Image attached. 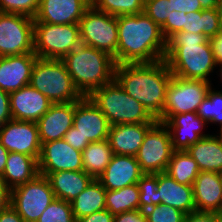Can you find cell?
<instances>
[{
  "instance_id": "1",
  "label": "cell",
  "mask_w": 222,
  "mask_h": 222,
  "mask_svg": "<svg viewBox=\"0 0 222 222\" xmlns=\"http://www.w3.org/2000/svg\"><path fill=\"white\" fill-rule=\"evenodd\" d=\"M171 78L164 59L153 63L116 64L115 67L114 79L156 120L162 116Z\"/></svg>"
},
{
  "instance_id": "2",
  "label": "cell",
  "mask_w": 222,
  "mask_h": 222,
  "mask_svg": "<svg viewBox=\"0 0 222 222\" xmlns=\"http://www.w3.org/2000/svg\"><path fill=\"white\" fill-rule=\"evenodd\" d=\"M117 64L153 63L165 58L161 28L144 12L117 16Z\"/></svg>"
},
{
  "instance_id": "3",
  "label": "cell",
  "mask_w": 222,
  "mask_h": 222,
  "mask_svg": "<svg viewBox=\"0 0 222 222\" xmlns=\"http://www.w3.org/2000/svg\"><path fill=\"white\" fill-rule=\"evenodd\" d=\"M164 60L172 75L209 81L217 66L209 39L203 34L177 32L166 41Z\"/></svg>"
},
{
  "instance_id": "4",
  "label": "cell",
  "mask_w": 222,
  "mask_h": 222,
  "mask_svg": "<svg viewBox=\"0 0 222 222\" xmlns=\"http://www.w3.org/2000/svg\"><path fill=\"white\" fill-rule=\"evenodd\" d=\"M62 61L73 84L84 97L114 80L116 67L114 58L94 47L81 44L68 53Z\"/></svg>"
},
{
  "instance_id": "5",
  "label": "cell",
  "mask_w": 222,
  "mask_h": 222,
  "mask_svg": "<svg viewBox=\"0 0 222 222\" xmlns=\"http://www.w3.org/2000/svg\"><path fill=\"white\" fill-rule=\"evenodd\" d=\"M106 116L110 125L156 123L144 106L128 95L114 79L87 96Z\"/></svg>"
},
{
  "instance_id": "6",
  "label": "cell",
  "mask_w": 222,
  "mask_h": 222,
  "mask_svg": "<svg viewBox=\"0 0 222 222\" xmlns=\"http://www.w3.org/2000/svg\"><path fill=\"white\" fill-rule=\"evenodd\" d=\"M29 84L53 104L75 102L84 97L73 84L62 59L37 57Z\"/></svg>"
},
{
  "instance_id": "7",
  "label": "cell",
  "mask_w": 222,
  "mask_h": 222,
  "mask_svg": "<svg viewBox=\"0 0 222 222\" xmlns=\"http://www.w3.org/2000/svg\"><path fill=\"white\" fill-rule=\"evenodd\" d=\"M80 45L79 24L34 22V53L38 58L63 59Z\"/></svg>"
},
{
  "instance_id": "8",
  "label": "cell",
  "mask_w": 222,
  "mask_h": 222,
  "mask_svg": "<svg viewBox=\"0 0 222 222\" xmlns=\"http://www.w3.org/2000/svg\"><path fill=\"white\" fill-rule=\"evenodd\" d=\"M81 44L94 47L114 58L117 64V16L90 6L79 21Z\"/></svg>"
},
{
  "instance_id": "9",
  "label": "cell",
  "mask_w": 222,
  "mask_h": 222,
  "mask_svg": "<svg viewBox=\"0 0 222 222\" xmlns=\"http://www.w3.org/2000/svg\"><path fill=\"white\" fill-rule=\"evenodd\" d=\"M211 88L210 81L184 79L172 75L166 90V100L159 122L173 115L196 112Z\"/></svg>"
},
{
  "instance_id": "10",
  "label": "cell",
  "mask_w": 222,
  "mask_h": 222,
  "mask_svg": "<svg viewBox=\"0 0 222 222\" xmlns=\"http://www.w3.org/2000/svg\"><path fill=\"white\" fill-rule=\"evenodd\" d=\"M55 198L48 179L40 174L10 190V205L25 222H37Z\"/></svg>"
},
{
  "instance_id": "11",
  "label": "cell",
  "mask_w": 222,
  "mask_h": 222,
  "mask_svg": "<svg viewBox=\"0 0 222 222\" xmlns=\"http://www.w3.org/2000/svg\"><path fill=\"white\" fill-rule=\"evenodd\" d=\"M34 53V18L0 12V57Z\"/></svg>"
},
{
  "instance_id": "12",
  "label": "cell",
  "mask_w": 222,
  "mask_h": 222,
  "mask_svg": "<svg viewBox=\"0 0 222 222\" xmlns=\"http://www.w3.org/2000/svg\"><path fill=\"white\" fill-rule=\"evenodd\" d=\"M173 151L168 128L157 121L147 131L135 157L144 174H156L166 171Z\"/></svg>"
},
{
  "instance_id": "13",
  "label": "cell",
  "mask_w": 222,
  "mask_h": 222,
  "mask_svg": "<svg viewBox=\"0 0 222 222\" xmlns=\"http://www.w3.org/2000/svg\"><path fill=\"white\" fill-rule=\"evenodd\" d=\"M0 142L8 152L23 153L39 159L42 144L34 121H7L0 126Z\"/></svg>"
},
{
  "instance_id": "14",
  "label": "cell",
  "mask_w": 222,
  "mask_h": 222,
  "mask_svg": "<svg viewBox=\"0 0 222 222\" xmlns=\"http://www.w3.org/2000/svg\"><path fill=\"white\" fill-rule=\"evenodd\" d=\"M38 167L39 173L83 171L82 152L74 149L64 139L43 143Z\"/></svg>"
},
{
  "instance_id": "15",
  "label": "cell",
  "mask_w": 222,
  "mask_h": 222,
  "mask_svg": "<svg viewBox=\"0 0 222 222\" xmlns=\"http://www.w3.org/2000/svg\"><path fill=\"white\" fill-rule=\"evenodd\" d=\"M110 124L102 111L88 97L75 101L73 127L90 143L108 138Z\"/></svg>"
},
{
  "instance_id": "16",
  "label": "cell",
  "mask_w": 222,
  "mask_h": 222,
  "mask_svg": "<svg viewBox=\"0 0 222 222\" xmlns=\"http://www.w3.org/2000/svg\"><path fill=\"white\" fill-rule=\"evenodd\" d=\"M91 6L87 0H40L34 22L48 24H79Z\"/></svg>"
},
{
  "instance_id": "17",
  "label": "cell",
  "mask_w": 222,
  "mask_h": 222,
  "mask_svg": "<svg viewBox=\"0 0 222 222\" xmlns=\"http://www.w3.org/2000/svg\"><path fill=\"white\" fill-rule=\"evenodd\" d=\"M163 123L170 132L174 151H185L197 141L210 135L203 134L202 129L207 123L196 112L176 114Z\"/></svg>"
},
{
  "instance_id": "18",
  "label": "cell",
  "mask_w": 222,
  "mask_h": 222,
  "mask_svg": "<svg viewBox=\"0 0 222 222\" xmlns=\"http://www.w3.org/2000/svg\"><path fill=\"white\" fill-rule=\"evenodd\" d=\"M13 120L37 122L53 104L30 84L9 94Z\"/></svg>"
},
{
  "instance_id": "19",
  "label": "cell",
  "mask_w": 222,
  "mask_h": 222,
  "mask_svg": "<svg viewBox=\"0 0 222 222\" xmlns=\"http://www.w3.org/2000/svg\"><path fill=\"white\" fill-rule=\"evenodd\" d=\"M36 58L35 53L0 57V89L10 94L28 85Z\"/></svg>"
},
{
  "instance_id": "20",
  "label": "cell",
  "mask_w": 222,
  "mask_h": 222,
  "mask_svg": "<svg viewBox=\"0 0 222 222\" xmlns=\"http://www.w3.org/2000/svg\"><path fill=\"white\" fill-rule=\"evenodd\" d=\"M75 102L52 104L36 122L41 144L63 139L73 126Z\"/></svg>"
},
{
  "instance_id": "21",
  "label": "cell",
  "mask_w": 222,
  "mask_h": 222,
  "mask_svg": "<svg viewBox=\"0 0 222 222\" xmlns=\"http://www.w3.org/2000/svg\"><path fill=\"white\" fill-rule=\"evenodd\" d=\"M143 175L135 156L114 154L98 180L105 190H117L137 184Z\"/></svg>"
},
{
  "instance_id": "22",
  "label": "cell",
  "mask_w": 222,
  "mask_h": 222,
  "mask_svg": "<svg viewBox=\"0 0 222 222\" xmlns=\"http://www.w3.org/2000/svg\"><path fill=\"white\" fill-rule=\"evenodd\" d=\"M192 187L196 211L222 213V182L219 173L200 171Z\"/></svg>"
},
{
  "instance_id": "23",
  "label": "cell",
  "mask_w": 222,
  "mask_h": 222,
  "mask_svg": "<svg viewBox=\"0 0 222 222\" xmlns=\"http://www.w3.org/2000/svg\"><path fill=\"white\" fill-rule=\"evenodd\" d=\"M155 123H134L111 125L108 143L113 154L136 156L147 131Z\"/></svg>"
},
{
  "instance_id": "24",
  "label": "cell",
  "mask_w": 222,
  "mask_h": 222,
  "mask_svg": "<svg viewBox=\"0 0 222 222\" xmlns=\"http://www.w3.org/2000/svg\"><path fill=\"white\" fill-rule=\"evenodd\" d=\"M157 199H160V203L175 207L185 215L196 212L193 187L179 184L166 172L157 173Z\"/></svg>"
},
{
  "instance_id": "25",
  "label": "cell",
  "mask_w": 222,
  "mask_h": 222,
  "mask_svg": "<svg viewBox=\"0 0 222 222\" xmlns=\"http://www.w3.org/2000/svg\"><path fill=\"white\" fill-rule=\"evenodd\" d=\"M40 175L48 179L55 197L67 202L73 201L94 179L85 171H57Z\"/></svg>"
},
{
  "instance_id": "26",
  "label": "cell",
  "mask_w": 222,
  "mask_h": 222,
  "mask_svg": "<svg viewBox=\"0 0 222 222\" xmlns=\"http://www.w3.org/2000/svg\"><path fill=\"white\" fill-rule=\"evenodd\" d=\"M38 160L23 153L9 152L4 172L1 176L5 185L12 190L39 175Z\"/></svg>"
},
{
  "instance_id": "27",
  "label": "cell",
  "mask_w": 222,
  "mask_h": 222,
  "mask_svg": "<svg viewBox=\"0 0 222 222\" xmlns=\"http://www.w3.org/2000/svg\"><path fill=\"white\" fill-rule=\"evenodd\" d=\"M186 151L196 161L200 171L219 173L222 170V137L220 135L204 137Z\"/></svg>"
},
{
  "instance_id": "28",
  "label": "cell",
  "mask_w": 222,
  "mask_h": 222,
  "mask_svg": "<svg viewBox=\"0 0 222 222\" xmlns=\"http://www.w3.org/2000/svg\"><path fill=\"white\" fill-rule=\"evenodd\" d=\"M106 190L98 179H93L87 188L71 201L75 220L106 209Z\"/></svg>"
},
{
  "instance_id": "29",
  "label": "cell",
  "mask_w": 222,
  "mask_h": 222,
  "mask_svg": "<svg viewBox=\"0 0 222 222\" xmlns=\"http://www.w3.org/2000/svg\"><path fill=\"white\" fill-rule=\"evenodd\" d=\"M108 140L90 143L82 151L83 171L98 179L113 157Z\"/></svg>"
},
{
  "instance_id": "30",
  "label": "cell",
  "mask_w": 222,
  "mask_h": 222,
  "mask_svg": "<svg viewBox=\"0 0 222 222\" xmlns=\"http://www.w3.org/2000/svg\"><path fill=\"white\" fill-rule=\"evenodd\" d=\"M183 31L203 34L207 39L216 36L220 32L217 8L187 13L183 20Z\"/></svg>"
},
{
  "instance_id": "31",
  "label": "cell",
  "mask_w": 222,
  "mask_h": 222,
  "mask_svg": "<svg viewBox=\"0 0 222 222\" xmlns=\"http://www.w3.org/2000/svg\"><path fill=\"white\" fill-rule=\"evenodd\" d=\"M179 184L192 186L200 170L196 161L187 151H173L165 171Z\"/></svg>"
},
{
  "instance_id": "32",
  "label": "cell",
  "mask_w": 222,
  "mask_h": 222,
  "mask_svg": "<svg viewBox=\"0 0 222 222\" xmlns=\"http://www.w3.org/2000/svg\"><path fill=\"white\" fill-rule=\"evenodd\" d=\"M140 191L137 184L117 190H106V209L113 215L139 209Z\"/></svg>"
},
{
  "instance_id": "33",
  "label": "cell",
  "mask_w": 222,
  "mask_h": 222,
  "mask_svg": "<svg viewBox=\"0 0 222 222\" xmlns=\"http://www.w3.org/2000/svg\"><path fill=\"white\" fill-rule=\"evenodd\" d=\"M145 0H94L92 6L113 16L136 15L144 11Z\"/></svg>"
},
{
  "instance_id": "34",
  "label": "cell",
  "mask_w": 222,
  "mask_h": 222,
  "mask_svg": "<svg viewBox=\"0 0 222 222\" xmlns=\"http://www.w3.org/2000/svg\"><path fill=\"white\" fill-rule=\"evenodd\" d=\"M197 115L209 123L220 124V131L222 130V91L208 90L206 98L199 105Z\"/></svg>"
},
{
  "instance_id": "35",
  "label": "cell",
  "mask_w": 222,
  "mask_h": 222,
  "mask_svg": "<svg viewBox=\"0 0 222 222\" xmlns=\"http://www.w3.org/2000/svg\"><path fill=\"white\" fill-rule=\"evenodd\" d=\"M37 222H76L71 203L55 198L44 210Z\"/></svg>"
},
{
  "instance_id": "36",
  "label": "cell",
  "mask_w": 222,
  "mask_h": 222,
  "mask_svg": "<svg viewBox=\"0 0 222 222\" xmlns=\"http://www.w3.org/2000/svg\"><path fill=\"white\" fill-rule=\"evenodd\" d=\"M140 196L139 209L145 211L146 209L160 204V199H157V173L144 174L137 182Z\"/></svg>"
},
{
  "instance_id": "37",
  "label": "cell",
  "mask_w": 222,
  "mask_h": 222,
  "mask_svg": "<svg viewBox=\"0 0 222 222\" xmlns=\"http://www.w3.org/2000/svg\"><path fill=\"white\" fill-rule=\"evenodd\" d=\"M147 222H183L185 214L175 207L164 205H154L145 211Z\"/></svg>"
},
{
  "instance_id": "38",
  "label": "cell",
  "mask_w": 222,
  "mask_h": 222,
  "mask_svg": "<svg viewBox=\"0 0 222 222\" xmlns=\"http://www.w3.org/2000/svg\"><path fill=\"white\" fill-rule=\"evenodd\" d=\"M40 0H0V12L23 14L34 18Z\"/></svg>"
},
{
  "instance_id": "39",
  "label": "cell",
  "mask_w": 222,
  "mask_h": 222,
  "mask_svg": "<svg viewBox=\"0 0 222 222\" xmlns=\"http://www.w3.org/2000/svg\"><path fill=\"white\" fill-rule=\"evenodd\" d=\"M143 12L161 28L171 14V6L168 0H145Z\"/></svg>"
},
{
  "instance_id": "40",
  "label": "cell",
  "mask_w": 222,
  "mask_h": 222,
  "mask_svg": "<svg viewBox=\"0 0 222 222\" xmlns=\"http://www.w3.org/2000/svg\"><path fill=\"white\" fill-rule=\"evenodd\" d=\"M184 16L186 13L178 11H173L168 16L165 24L161 27L162 35L166 41L175 33L183 31Z\"/></svg>"
},
{
  "instance_id": "41",
  "label": "cell",
  "mask_w": 222,
  "mask_h": 222,
  "mask_svg": "<svg viewBox=\"0 0 222 222\" xmlns=\"http://www.w3.org/2000/svg\"><path fill=\"white\" fill-rule=\"evenodd\" d=\"M171 6V12L178 11L191 13L203 10L198 0H168Z\"/></svg>"
},
{
  "instance_id": "42",
  "label": "cell",
  "mask_w": 222,
  "mask_h": 222,
  "mask_svg": "<svg viewBox=\"0 0 222 222\" xmlns=\"http://www.w3.org/2000/svg\"><path fill=\"white\" fill-rule=\"evenodd\" d=\"M63 139L74 149L81 152L90 144L88 140L83 139V137L77 132V129L73 126L64 135Z\"/></svg>"
},
{
  "instance_id": "43",
  "label": "cell",
  "mask_w": 222,
  "mask_h": 222,
  "mask_svg": "<svg viewBox=\"0 0 222 222\" xmlns=\"http://www.w3.org/2000/svg\"><path fill=\"white\" fill-rule=\"evenodd\" d=\"M113 222H147L144 211L137 209L114 215Z\"/></svg>"
},
{
  "instance_id": "44",
  "label": "cell",
  "mask_w": 222,
  "mask_h": 222,
  "mask_svg": "<svg viewBox=\"0 0 222 222\" xmlns=\"http://www.w3.org/2000/svg\"><path fill=\"white\" fill-rule=\"evenodd\" d=\"M12 120L9 93L0 89V126Z\"/></svg>"
},
{
  "instance_id": "45",
  "label": "cell",
  "mask_w": 222,
  "mask_h": 222,
  "mask_svg": "<svg viewBox=\"0 0 222 222\" xmlns=\"http://www.w3.org/2000/svg\"><path fill=\"white\" fill-rule=\"evenodd\" d=\"M114 215L107 209L81 217L76 222H113Z\"/></svg>"
},
{
  "instance_id": "46",
  "label": "cell",
  "mask_w": 222,
  "mask_h": 222,
  "mask_svg": "<svg viewBox=\"0 0 222 222\" xmlns=\"http://www.w3.org/2000/svg\"><path fill=\"white\" fill-rule=\"evenodd\" d=\"M183 222H215V213L196 211L185 215Z\"/></svg>"
},
{
  "instance_id": "47",
  "label": "cell",
  "mask_w": 222,
  "mask_h": 222,
  "mask_svg": "<svg viewBox=\"0 0 222 222\" xmlns=\"http://www.w3.org/2000/svg\"><path fill=\"white\" fill-rule=\"evenodd\" d=\"M217 66L222 64V33L209 39Z\"/></svg>"
},
{
  "instance_id": "48",
  "label": "cell",
  "mask_w": 222,
  "mask_h": 222,
  "mask_svg": "<svg viewBox=\"0 0 222 222\" xmlns=\"http://www.w3.org/2000/svg\"><path fill=\"white\" fill-rule=\"evenodd\" d=\"M0 222H25L17 211L9 205L6 209L0 211Z\"/></svg>"
},
{
  "instance_id": "49",
  "label": "cell",
  "mask_w": 222,
  "mask_h": 222,
  "mask_svg": "<svg viewBox=\"0 0 222 222\" xmlns=\"http://www.w3.org/2000/svg\"><path fill=\"white\" fill-rule=\"evenodd\" d=\"M10 205V189L5 185L0 177V211L6 209Z\"/></svg>"
},
{
  "instance_id": "50",
  "label": "cell",
  "mask_w": 222,
  "mask_h": 222,
  "mask_svg": "<svg viewBox=\"0 0 222 222\" xmlns=\"http://www.w3.org/2000/svg\"><path fill=\"white\" fill-rule=\"evenodd\" d=\"M9 152L2 146L0 142V177L2 176L6 163H7V157Z\"/></svg>"
},
{
  "instance_id": "51",
  "label": "cell",
  "mask_w": 222,
  "mask_h": 222,
  "mask_svg": "<svg viewBox=\"0 0 222 222\" xmlns=\"http://www.w3.org/2000/svg\"><path fill=\"white\" fill-rule=\"evenodd\" d=\"M203 9L218 8L222 0H198Z\"/></svg>"
},
{
  "instance_id": "52",
  "label": "cell",
  "mask_w": 222,
  "mask_h": 222,
  "mask_svg": "<svg viewBox=\"0 0 222 222\" xmlns=\"http://www.w3.org/2000/svg\"><path fill=\"white\" fill-rule=\"evenodd\" d=\"M218 14H219V21H220V32L222 33V1L219 4L218 8Z\"/></svg>"
},
{
  "instance_id": "53",
  "label": "cell",
  "mask_w": 222,
  "mask_h": 222,
  "mask_svg": "<svg viewBox=\"0 0 222 222\" xmlns=\"http://www.w3.org/2000/svg\"><path fill=\"white\" fill-rule=\"evenodd\" d=\"M215 222H222V213H215Z\"/></svg>"
},
{
  "instance_id": "54",
  "label": "cell",
  "mask_w": 222,
  "mask_h": 222,
  "mask_svg": "<svg viewBox=\"0 0 222 222\" xmlns=\"http://www.w3.org/2000/svg\"><path fill=\"white\" fill-rule=\"evenodd\" d=\"M220 67H221V69H220V77L222 78V64L221 65H219ZM222 80V79H221Z\"/></svg>"
},
{
  "instance_id": "55",
  "label": "cell",
  "mask_w": 222,
  "mask_h": 222,
  "mask_svg": "<svg viewBox=\"0 0 222 222\" xmlns=\"http://www.w3.org/2000/svg\"><path fill=\"white\" fill-rule=\"evenodd\" d=\"M220 178H221V182H222V170L219 172Z\"/></svg>"
},
{
  "instance_id": "56",
  "label": "cell",
  "mask_w": 222,
  "mask_h": 222,
  "mask_svg": "<svg viewBox=\"0 0 222 222\" xmlns=\"http://www.w3.org/2000/svg\"><path fill=\"white\" fill-rule=\"evenodd\" d=\"M91 5L93 4L94 0H87Z\"/></svg>"
}]
</instances>
